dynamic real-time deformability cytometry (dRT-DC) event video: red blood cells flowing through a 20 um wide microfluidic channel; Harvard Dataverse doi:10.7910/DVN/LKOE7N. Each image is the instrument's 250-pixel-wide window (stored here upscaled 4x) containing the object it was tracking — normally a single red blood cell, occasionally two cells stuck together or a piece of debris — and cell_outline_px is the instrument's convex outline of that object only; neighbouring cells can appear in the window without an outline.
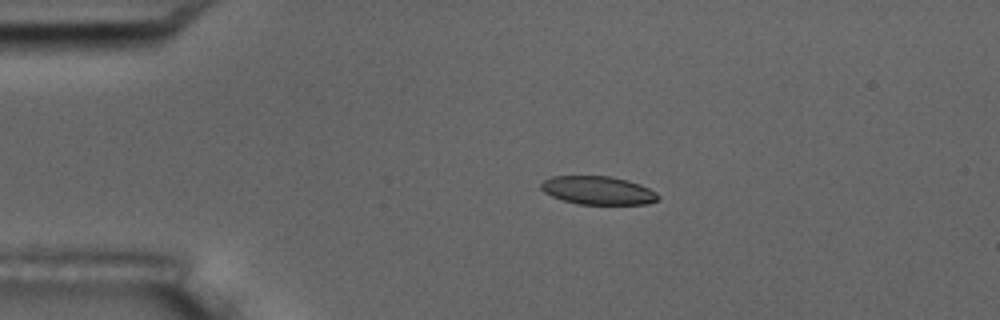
{"species": "common noctule bat (a hibernating species)", "species_latin": "Nyctalus noctula", "temperature_condition": "room temperature", "stored_images_in_passage": 6, "camera_frame_rate_fps": 3000, "um_per_image_px": 0.085, "animal": {"sex": "male", "body_mass_g": 17.5, "forearm_length_mm": 52.3}, "frame": {"image": 1, "passage_image": 4, "time_ms": 3.667, "image_size_px": [1000, 320], "cell_outline_px": [[660, 200], [648, 204], [576, 204], [552, 196], [544, 192], [540, 188], [540, 184], [544, 180], [552, 176], [608, 176], [628, 180], [640, 184], [656, 192], [660, 196]], "centroid_in_image_um": [50.85, 16.19], "position_along_channel_um": 34.1, "area_um2": 19.42}}